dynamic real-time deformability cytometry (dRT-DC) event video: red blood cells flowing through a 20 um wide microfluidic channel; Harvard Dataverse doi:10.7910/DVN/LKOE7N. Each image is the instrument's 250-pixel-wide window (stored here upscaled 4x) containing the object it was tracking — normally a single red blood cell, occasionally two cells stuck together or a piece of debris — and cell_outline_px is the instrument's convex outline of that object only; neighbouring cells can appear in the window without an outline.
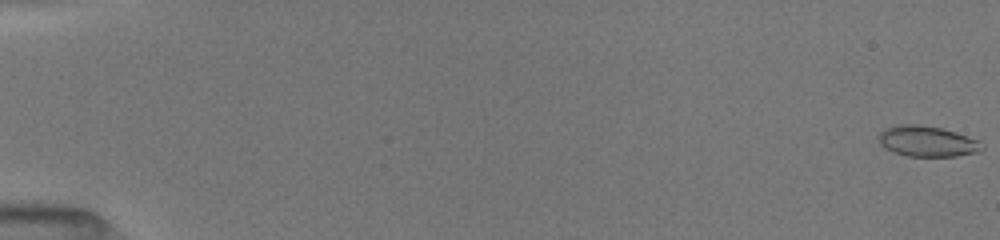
{"species": "common noctule bat (a hibernating species)", "species_latin": "Nyctalus noctula", "temperature_condition": "room temperature", "stored_images_in_passage": 17, "camera_frame_rate_fps": 3000, "um_per_image_px": 0.085, "animal": {"sex": "female", "body_mass_g": 19.5, "forearm_length_mm": 54.1}, "frame": {"image": 1, "passage_image": 1, "time_ms": 0.0, "image_size_px": [1000, 240], "cell_outline_px": [[984, 148], [980, 152], [956, 156], [908, 156], [884, 148], [880, 144], [876, 136], [884, 128], [896, 124], [916, 124], [940, 128], [956, 132], [980, 140]], "centroid_in_image_um": [78.8, 12.0], "position_along_channel_um": 6.2, "area_um2": 18.67}}
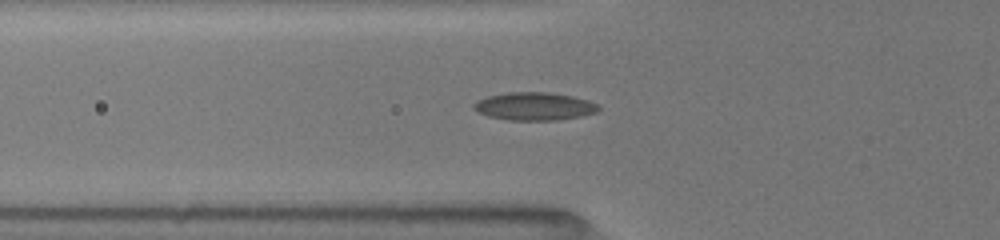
{"frame": {"image": 2, "passage_image": 15, "time_ms": 6.333, "image_size_px": [1000, 240], "cell_outline_px": [[600, 108], [596, 112], [580, 116], [556, 120], [508, 120], [488, 116], [476, 112], [472, 108], [472, 104], [476, 100], [488, 96], [508, 92], [548, 92], [572, 96], [588, 100], [596, 104]], "centroid_in_image_um": [45.36, 9.03], "position_along_channel_um": 80.4, "area_um2": 20.35}}
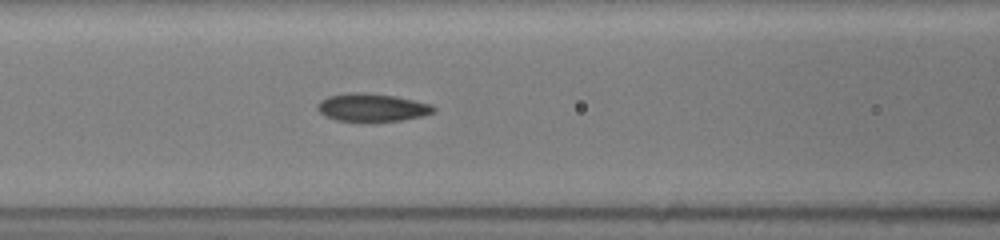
{"frame": {"image": 3, "passage_image": 17, "time_ms": 7.667, "image_size_px": [1000, 240], "cell_outline_px": [[436, 112], [424, 116], [400, 120], [368, 124], [336, 120], [324, 116], [316, 108], [316, 104], [320, 100], [328, 96], [348, 92], [364, 92], [396, 96], [432, 104], [436, 108]], "centroid_in_image_um": [31.61, 9.17], "position_along_channel_um": 135.0, "area_um2": 19.83}}